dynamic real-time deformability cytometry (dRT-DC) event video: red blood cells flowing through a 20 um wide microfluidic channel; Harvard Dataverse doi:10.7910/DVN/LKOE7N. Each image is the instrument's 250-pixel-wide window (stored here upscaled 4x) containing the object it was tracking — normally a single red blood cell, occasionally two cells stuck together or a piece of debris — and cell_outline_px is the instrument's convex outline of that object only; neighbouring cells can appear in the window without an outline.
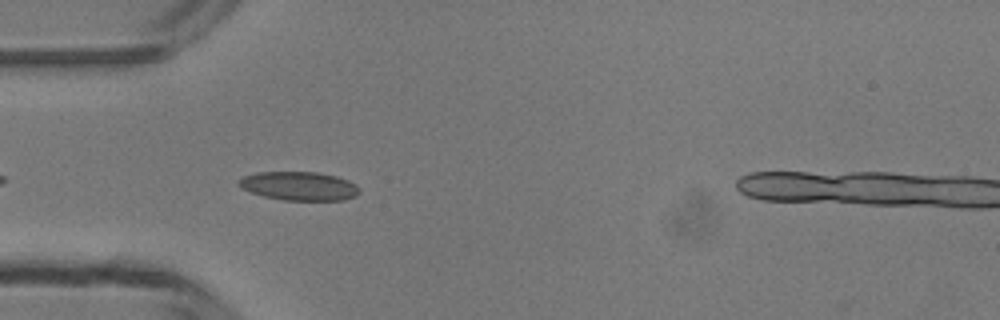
{"species": "common noctule bat (a hibernating species)", "species_latin": "Nyctalus noctula", "temperature_condition": "room temperature", "stored_images_in_passage": 38, "camera_frame_rate_fps": 3000, "um_per_image_px": 0.085, "animal": {"sex": "male", "body_mass_g": 13.3}, "frame": {"image": 1, "passage_image": 3, "time_ms": 0.667, "image_size_px": [1000, 320], "cell_outline_px": [[360, 192], [356, 196], [344, 200], [284, 200], [264, 196], [252, 192], [236, 184], [244, 176], [256, 172], [316, 172], [336, 176], [348, 180], [356, 184], [360, 188]], "centroid_in_image_um": [25.47, 15.81], "position_along_channel_um": 59.5, "area_um2": 20.11}}
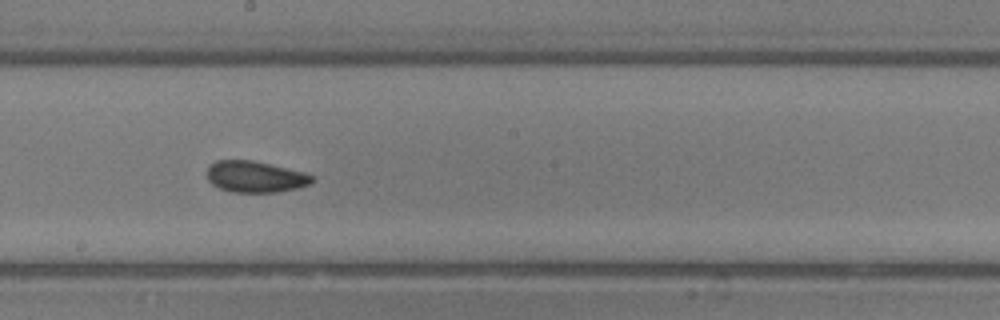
{"frame": {"image": 2, "passage_image": 15, "time_ms": 4.667, "image_size_px": [1000, 320], "cell_outline_px": [[312, 184], [296, 188], [276, 192], [232, 192], [220, 188], [212, 184], [208, 180], [208, 164], [216, 160], [252, 160], [304, 172], [312, 176]], "centroid_in_image_um": [21.67, 15.02], "position_along_channel_um": 226.5, "area_um2": 19.07}}
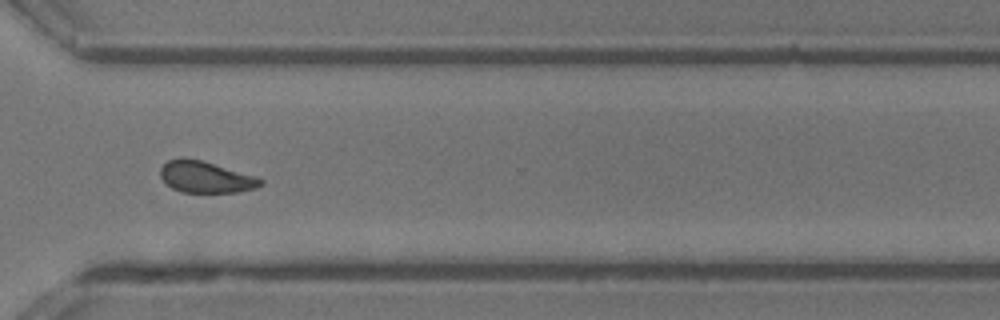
{"frame": {"image": 3, "passage_image": 24, "time_ms": 7.667, "image_size_px": [1000, 320], "cell_outline_px": [[264, 184], [256, 188], [240, 192], [180, 192], [172, 188], [160, 176], [160, 168], [168, 160], [180, 156], [200, 160], [256, 176], [264, 180]], "centroid_in_image_um": [17.49, 15.04], "position_along_channel_um": 353.1, "area_um2": 18.44}, "authors_computed_cell_mechanics": {"area_um2": 19.1318, "velocity_mm_per_s": 4.2273, "shape_relaxation_time_tau1_ms": 3.9231, "shape_relaxation_time_tau2_ms": 2.7227, "deformation_change_tau1": 0.0888, "deformation_change_tau2": 0.0685}}